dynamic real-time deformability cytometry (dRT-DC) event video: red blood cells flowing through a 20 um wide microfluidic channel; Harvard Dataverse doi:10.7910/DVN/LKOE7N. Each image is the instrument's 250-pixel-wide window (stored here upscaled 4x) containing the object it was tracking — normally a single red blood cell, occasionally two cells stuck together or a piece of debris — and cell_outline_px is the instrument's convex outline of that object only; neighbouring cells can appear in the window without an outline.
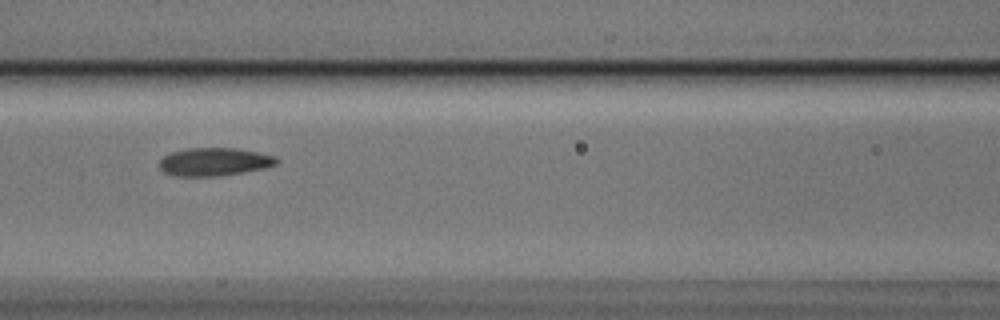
{"species": "Egyptian fruit bat (a non-hibernating species)", "species_latin": "Rousettus aegyptiacus", "temperature_condition": "cold", "stored_images_in_passage": 9, "camera_frame_rate_fps": 3000, "um_per_image_px": 0.085, "animal": {"sex": "male"}, "frame": {"image": 1, "passage_image": 7, "time_ms": 2.0, "image_size_px": [1000, 320], "cell_outline_px": [[280, 160], [276, 164], [264, 168], [220, 176], [176, 176], [164, 172], [160, 168], [160, 160], [164, 156], [172, 152], [184, 148], [236, 148], [276, 156]], "centroid_in_image_um": [18.22, 13.75], "position_along_channel_um": 148.4, "area_um2": 19.13}}
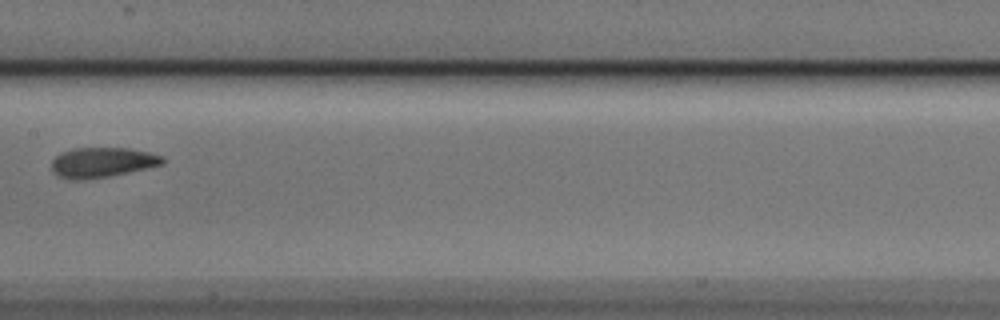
{"frame": {"image": 2, "passage_image": 8, "time_ms": 2.333, "image_size_px": [1000, 320], "cell_outline_px": [[164, 164], [128, 172], [108, 176], [80, 180], [72, 180], [60, 176], [52, 172], [52, 160], [60, 152], [72, 148], [128, 148], [148, 152], [160, 156], [164, 160]], "centroid_in_image_um": [8.64, 13.8], "position_along_channel_um": 198.8, "area_um2": 19.25}}
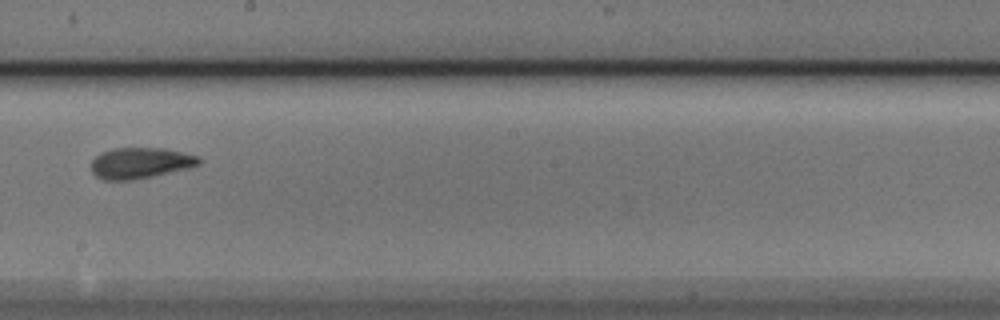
{"frame": {"image": 3, "passage_image": 9, "time_ms": 2.667, "image_size_px": [1000, 320], "cell_outline_px": [[200, 164], [188, 168], [152, 176], [132, 180], [104, 180], [96, 176], [92, 172], [92, 160], [100, 152], [112, 148], [164, 148], [200, 156]], "centroid_in_image_um": [11.92, 13.85], "position_along_channel_um": 236.3, "area_um2": 19.42}}